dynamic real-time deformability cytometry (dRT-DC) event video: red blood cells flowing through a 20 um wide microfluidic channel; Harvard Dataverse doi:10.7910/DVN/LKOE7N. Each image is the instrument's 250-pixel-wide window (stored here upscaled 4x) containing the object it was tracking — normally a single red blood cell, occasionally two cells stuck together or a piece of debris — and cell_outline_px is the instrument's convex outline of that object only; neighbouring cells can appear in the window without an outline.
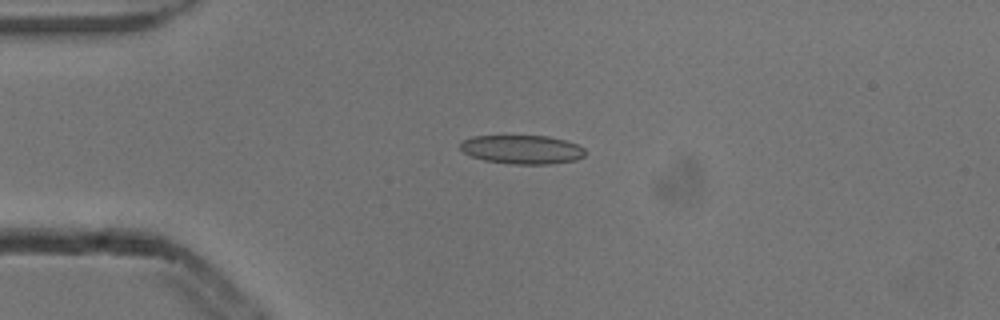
{"species": "common noctule bat (a hibernating species)", "species_latin": "Nyctalus noctula", "temperature_condition": "cold", "stored_images_in_passage": 3, "camera_frame_rate_fps": 3000, "um_per_image_px": 0.085, "animal": {"sex": "male", "body_mass_g": 13.3}, "frame": {"image": 1, "passage_image": 3, "time_ms": 0.667, "image_size_px": [1000, 320], "cell_outline_px": [[584, 156], [576, 160], [548, 164], [512, 164], [484, 160], [472, 156], [464, 152], [460, 148], [460, 144], [464, 140], [472, 136], [548, 136], [564, 140], [576, 144], [584, 148]], "centroid_in_image_um": [44.38, 12.71], "position_along_channel_um": 40.6, "area_um2": 20.81}}